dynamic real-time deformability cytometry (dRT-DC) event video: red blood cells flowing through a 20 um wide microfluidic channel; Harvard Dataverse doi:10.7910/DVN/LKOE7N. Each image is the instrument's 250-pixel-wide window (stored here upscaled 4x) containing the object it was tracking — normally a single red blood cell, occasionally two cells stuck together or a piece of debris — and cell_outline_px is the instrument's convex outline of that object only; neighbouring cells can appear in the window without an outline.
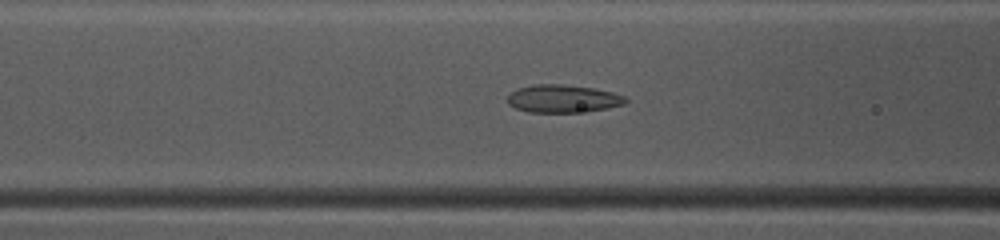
{"species": "common noctule bat (a hibernating species)", "species_latin": "Nyctalus noctula", "temperature_condition": "warm", "stored_images_in_passage": 48, "camera_frame_rate_fps": 3000, "um_per_image_px": 0.085, "animal": {"sex": "female", "body_mass_g": 10.0, "forearm_length_mm": 53.1}, "frame": {"image": 1, "passage_image": 19, "time_ms": 6.0, "image_size_px": [1000, 240], "cell_outline_px": [[628, 100], [624, 104], [604, 108], [576, 112], [528, 112], [516, 108], [508, 104], [508, 96], [516, 88], [536, 84], [560, 84], [592, 88], [612, 92], [624, 96]], "centroid_in_image_um": [47.81, 8.38], "position_along_channel_um": 118.8, "area_um2": 18.84}}
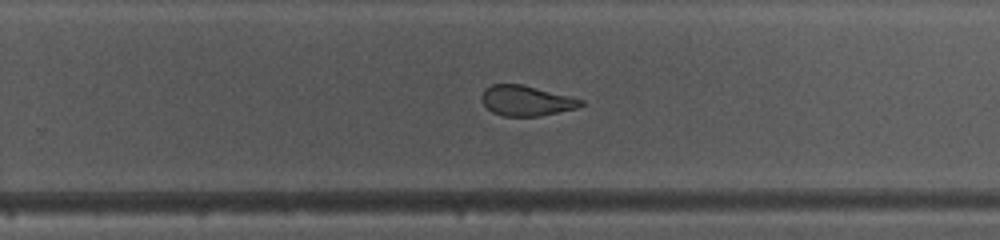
{"frame": {"image": 2, "passage_image": 31, "time_ms": 10.0, "image_size_px": [1000, 240], "cell_outline_px": [[584, 104], [576, 108], [540, 116], [504, 116], [492, 112], [480, 100], [480, 96], [484, 88], [492, 84], [520, 84], [584, 100]], "centroid_in_image_um": [44.68, 8.56], "position_along_channel_um": 285.1, "area_um2": 17.34}}
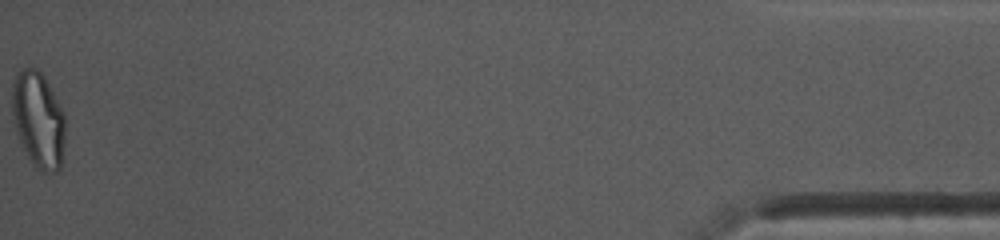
{"frame": {"image": 3, "passage_image": 48, "time_ms": 15.667, "image_size_px": [1000, 240], "cell_outline_px": [[64, 144], [60, 168], [56, 172], [44, 172], [36, 168], [32, 164], [20, 144], [16, 132], [12, 116], [12, 80], [16, 72], [24, 68], [36, 68], [44, 76], [64, 112]], "centroid_in_image_um": [3.23, 10.18], "position_along_channel_um": 432.0, "area_um2": 30.0}, "authors_computed_cell_mechanics": {"area_um2": 20.9525, "velocity_mm_per_s": 4.1645, "shape_relaxation_time_tau1_ms": null, "shape_relaxation_time_tau2_ms": 1.3352, "deformation_change_tau1": null, "deformation_change_tau2": 0.0717}}